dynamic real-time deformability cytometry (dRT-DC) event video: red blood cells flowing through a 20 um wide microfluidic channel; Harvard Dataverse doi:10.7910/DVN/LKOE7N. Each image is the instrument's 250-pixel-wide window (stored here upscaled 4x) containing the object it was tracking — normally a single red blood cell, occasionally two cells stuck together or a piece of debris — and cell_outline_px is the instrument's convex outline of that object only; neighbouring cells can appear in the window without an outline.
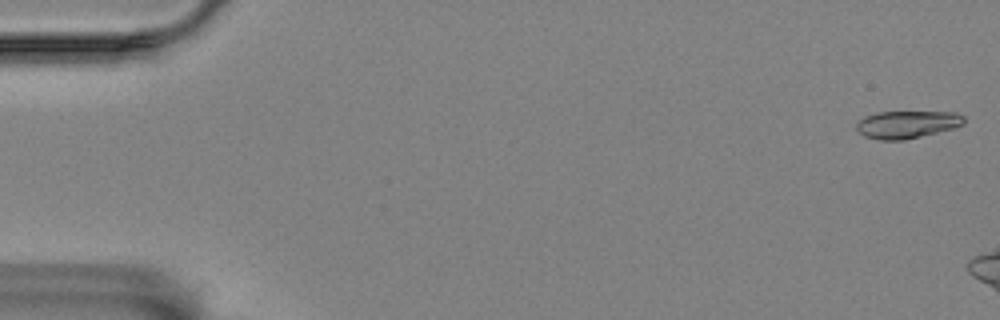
{"species": "Egyptian fruit bat (a non-hibernating species)", "species_latin": "Rousettus aegyptiacus", "temperature_condition": "room temperature", "stored_images_in_passage": 7, "camera_frame_rate_fps": 3000, "um_per_image_px": 0.085, "animal": {"sex": "female"}, "frame": {"image": 1, "passage_image": 1, "time_ms": 0.0, "image_size_px": [1000, 320], "cell_outline_px": [[964, 124], [952, 128], [904, 140], [880, 140], [864, 136], [856, 132], [856, 124], [864, 116], [876, 112], [956, 112], [964, 116]], "centroid_in_image_um": [77.05, 10.57], "position_along_channel_um": 8.0, "area_um2": 17.22}}